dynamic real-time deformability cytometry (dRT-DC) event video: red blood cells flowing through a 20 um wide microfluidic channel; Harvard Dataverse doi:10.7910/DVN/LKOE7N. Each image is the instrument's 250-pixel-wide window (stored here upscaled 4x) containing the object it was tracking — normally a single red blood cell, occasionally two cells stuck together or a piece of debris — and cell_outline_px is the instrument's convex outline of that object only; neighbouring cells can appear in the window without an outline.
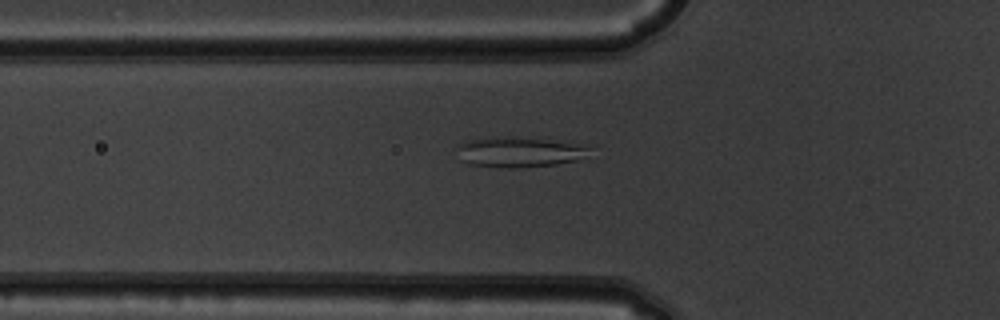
{"species": "common noctule bat (a hibernating species)", "species_latin": "Nyctalus noctula", "temperature_condition": "warm", "stored_images_in_passage": 47, "camera_frame_rate_fps": 3000, "um_per_image_px": 0.085, "animal": {"sex": "male", "body_mass_g": 19.5, "forearm_length_mm": 54.6}, "frame": {"image": 1, "passage_image": 13, "time_ms": 4.0, "image_size_px": [1000, 320], "cell_outline_px": [[596, 144], [592, 160], [524, 168], [508, 168], [468, 164], [460, 160], [456, 148], [456, 144], [468, 140], [492, 136], [512, 136]], "centroid_in_image_um": [44.4, 12.91], "position_along_channel_um": 81.4, "area_um2": 25.32}}
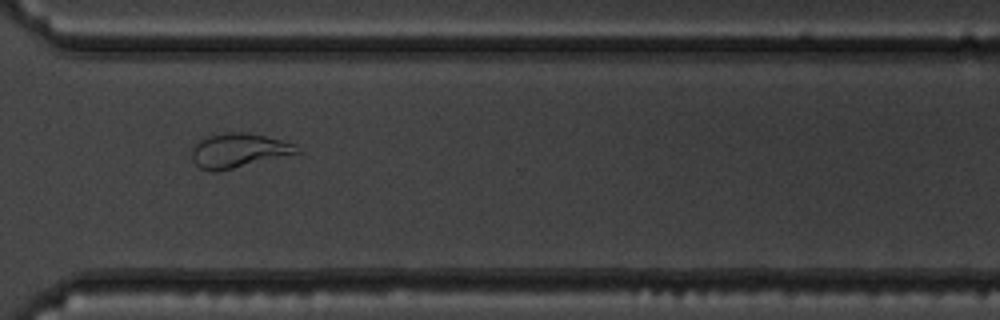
{"frame": {"image": 2, "passage_image": 34, "time_ms": 11.0, "image_size_px": [1000, 320], "cell_outline_px": [[300, 152], [216, 172], [208, 172], [200, 168], [192, 160], [192, 148], [200, 140], [208, 136], [224, 132], [244, 132], [264, 136], [280, 140], [292, 144], [300, 148]], "centroid_in_image_um": [20.21, 12.8], "position_along_channel_um": 350.4, "area_um2": 20.63}}
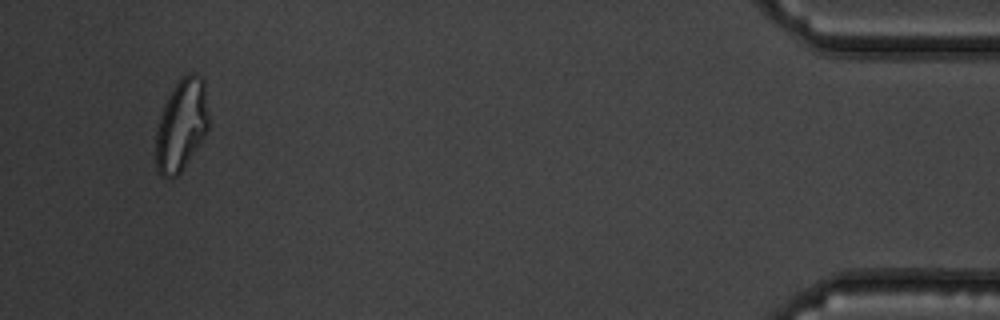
{"frame": {"image": 3, "passage_image": 45, "time_ms": 14.667, "image_size_px": [1000, 320], "cell_outline_px": [[208, 128], [204, 136], [180, 172], [176, 176], [160, 176], [156, 168], [156, 132], [160, 116], [164, 104], [172, 88], [188, 72], [192, 72], [200, 76], [204, 80], [208, 112]], "centroid_in_image_um": [15.42, 10.6], "position_along_channel_um": 419.8, "area_um2": 27.92}, "authors_computed_cell_mechanics": {"area_um2": 24.6806, "velocity_mm_per_s": 3.8368, "shape_relaxation_time_tau1_ms": null, "shape_relaxation_time_tau2_ms": 1.2143, "deformation_change_tau1": null, "deformation_change_tau2": 0.0686}}